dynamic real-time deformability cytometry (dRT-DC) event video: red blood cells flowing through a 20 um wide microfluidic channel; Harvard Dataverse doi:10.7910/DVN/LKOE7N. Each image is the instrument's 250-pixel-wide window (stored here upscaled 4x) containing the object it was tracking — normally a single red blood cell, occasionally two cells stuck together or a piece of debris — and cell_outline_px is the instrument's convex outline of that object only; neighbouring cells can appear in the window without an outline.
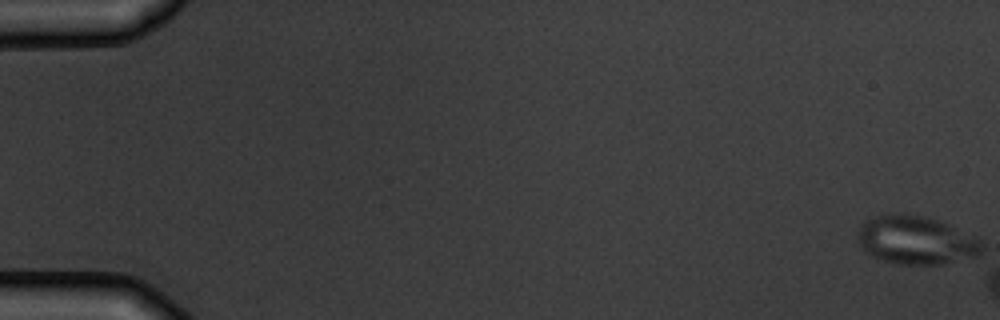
{"species": "common noctule bat (a hibernating species)", "species_latin": "Nyctalus noctula", "temperature_condition": "warm", "stored_images_in_passage": 3, "camera_frame_rate_fps": 3000, "um_per_image_px": 0.085, "animal": {"sex": "male", "body_mass_g": 19.5, "forearm_length_mm": 54.6}, "frame": {"image": 1, "passage_image": 1, "time_ms": 0.0, "image_size_px": [1000, 320], "cell_outline_px": [[984, 248], [980, 256], [940, 264], [896, 264], [872, 256], [860, 248], [856, 240], [856, 232], [868, 220], [884, 212], [904, 212], [936, 220], [948, 224], [980, 236], [984, 244]], "centroid_in_image_um": [77.9, 20.4], "position_along_channel_um": 7.1, "area_um2": 35.84}}